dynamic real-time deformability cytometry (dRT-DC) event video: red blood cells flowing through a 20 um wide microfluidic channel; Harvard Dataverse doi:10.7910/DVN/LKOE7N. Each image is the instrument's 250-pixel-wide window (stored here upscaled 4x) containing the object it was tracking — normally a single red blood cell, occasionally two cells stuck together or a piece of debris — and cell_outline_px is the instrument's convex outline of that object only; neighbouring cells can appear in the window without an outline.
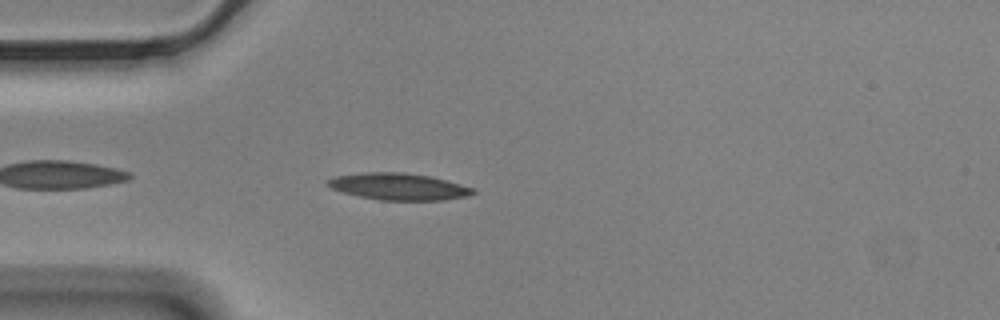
{"species": "Egyptian fruit bat (a non-hibernating species)", "species_latin": "Rousettus aegyptiacus", "temperature_condition": "cold", "stored_images_in_passage": 46, "camera_frame_rate_fps": 3000, "um_per_image_px": 0.085, "animal": {"sex": "male"}, "frame": {"image": 1, "passage_image": 4, "time_ms": 1.0, "image_size_px": [1000, 320], "cell_outline_px": [[476, 192], [468, 196], [444, 200], [380, 200], [360, 196], [344, 192], [332, 188], [324, 180], [332, 176], [364, 172], [404, 172], [432, 176], [476, 188]], "centroid_in_image_um": [33.91, 15.84], "position_along_channel_um": 51.1, "area_um2": 22.89}}
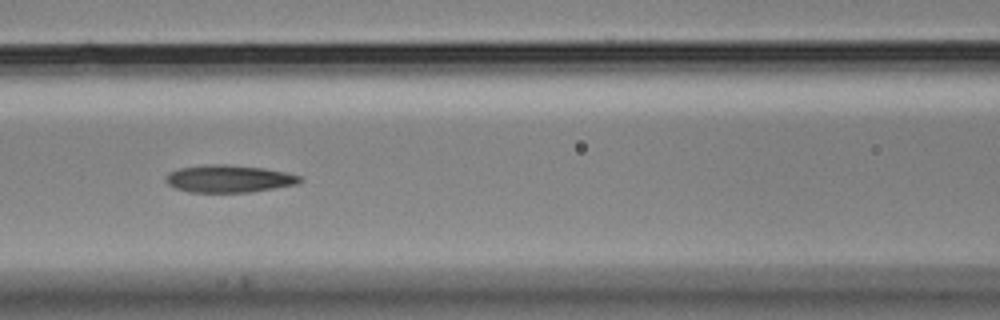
{"frame": {"image": 2, "passage_image": 13, "time_ms": 4.0, "image_size_px": [1000, 320], "cell_outline_px": [[304, 180], [296, 184], [248, 192], [188, 192], [176, 188], [168, 184], [164, 180], [164, 176], [168, 172], [180, 168], [204, 164], [224, 164], [264, 168], [288, 172], [300, 176]], "centroid_in_image_um": [19.42, 15.18], "position_along_channel_um": 147.2, "area_um2": 21.5}}
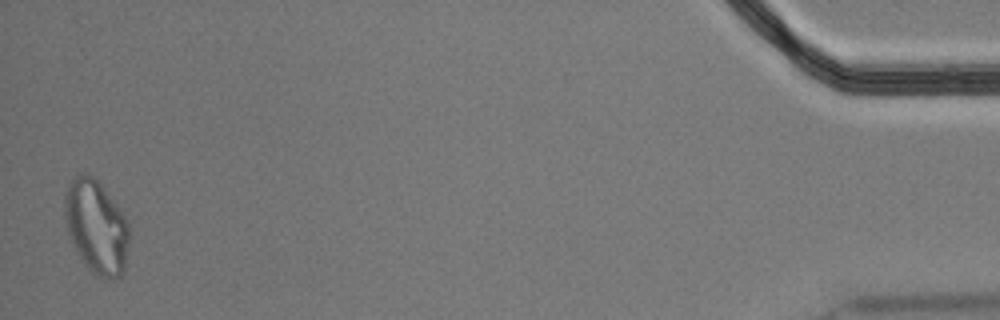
{"frame": {"image": 3, "passage_image": 45, "time_ms": 14.667, "image_size_px": [1000, 320], "cell_outline_px": [[128, 244], [124, 272], [120, 276], [112, 280], [96, 276], [88, 268], [72, 244], [68, 232], [64, 216], [64, 196], [72, 180], [80, 172], [84, 172], [96, 176], [116, 204], [124, 216], [128, 224]], "centroid_in_image_um": [8.18, 19.26], "position_along_channel_um": 427.0, "area_um2": 35.2}, "authors_computed_cell_mechanics": {"area_um2": 22.1085, "velocity_mm_per_s": 3.4684, "shape_relaxation_time_tau1_ms": 7.3527, "shape_relaxation_time_tau2_ms": 3.5872, "deformation_change_tau1": 0.1991, "deformation_change_tau2": 0.1248}}